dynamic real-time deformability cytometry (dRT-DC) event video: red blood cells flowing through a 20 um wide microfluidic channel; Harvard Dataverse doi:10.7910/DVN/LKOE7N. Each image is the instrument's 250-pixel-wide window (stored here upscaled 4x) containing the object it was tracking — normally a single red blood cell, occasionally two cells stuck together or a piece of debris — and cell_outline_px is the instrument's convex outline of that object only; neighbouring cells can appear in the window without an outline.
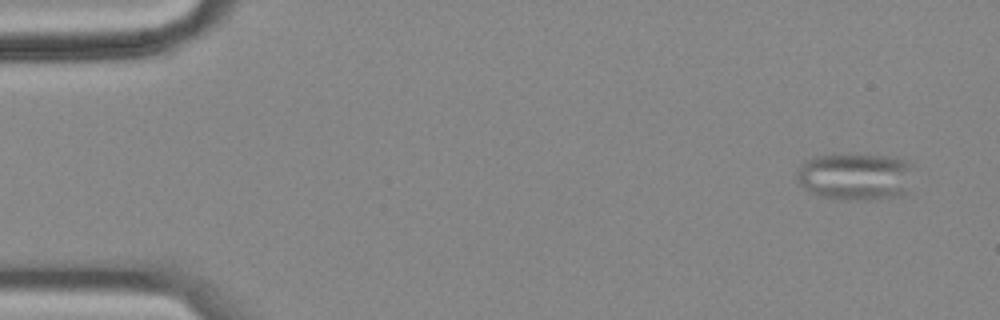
{"species": "common noctule bat (a hibernating species)", "species_latin": "Nyctalus noctula", "temperature_condition": "cold", "stored_images_in_passage": 56, "camera_frame_rate_fps": 3000, "um_per_image_px": 0.085, "animal": {"sex": "female", "body_mass_g": 18.4}, "frame": {"image": 1, "passage_image": 2, "time_ms": 0.333, "image_size_px": [1000, 320], "cell_outline_px": [[912, 164], [908, 192], [900, 196], [876, 200], [836, 200], [816, 196], [808, 192], [800, 184], [796, 176], [800, 164], [804, 160], [816, 156], [832, 152], [888, 156], [904, 160]], "centroid_in_image_um": [72.66, 15.0], "position_along_channel_um": 12.3, "area_um2": 33.35}}
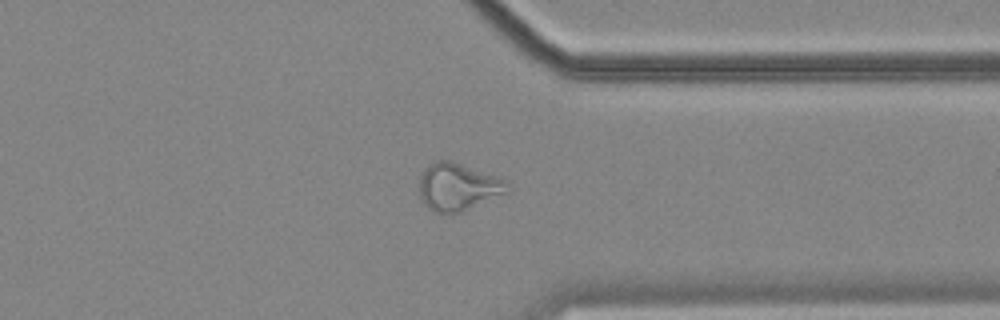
{"frame": {"image": 2, "passage_image": 43, "time_ms": 14.0, "image_size_px": [1000, 320], "cell_outline_px": [[508, 192], [460, 212], [432, 212], [420, 200], [420, 176], [424, 168], [428, 164], [436, 160], [452, 160], [500, 176], [508, 180]], "centroid_in_image_um": [38.93, 15.85], "position_along_channel_um": 372.5, "area_um2": 24.62}}
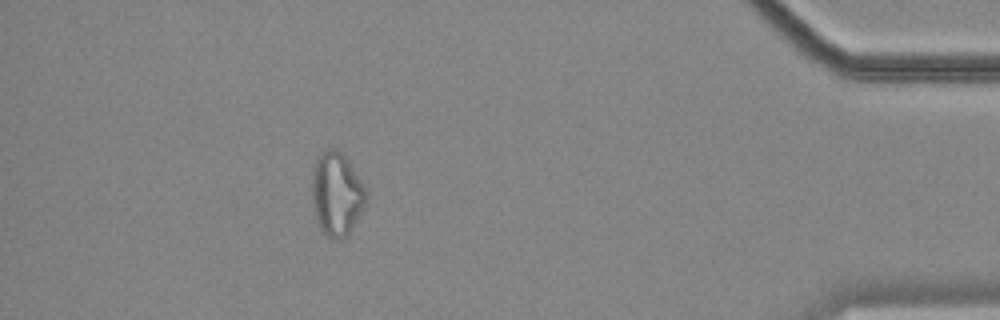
{"frame": {"image": 3, "passage_image": 50, "time_ms": 16.333, "image_size_px": [1000, 320], "cell_outline_px": [[368, 200], [364, 208], [348, 236], [340, 240], [332, 240], [320, 228], [316, 220], [312, 204], [312, 168], [316, 160], [328, 148], [336, 148], [348, 160], [364, 184], [368, 192]], "centroid_in_image_um": [28.64, 16.52], "position_along_channel_um": 406.6, "area_um2": 26.76}, "authors_computed_cell_mechanics": {"area_um2": 25.721, "velocity_mm_per_s": 3.5005, "shape_relaxation_time_tau1_ms": null, "shape_relaxation_time_tau2_ms": 1.4243, "deformation_change_tau1": null, "deformation_change_tau2": 0.0945}}